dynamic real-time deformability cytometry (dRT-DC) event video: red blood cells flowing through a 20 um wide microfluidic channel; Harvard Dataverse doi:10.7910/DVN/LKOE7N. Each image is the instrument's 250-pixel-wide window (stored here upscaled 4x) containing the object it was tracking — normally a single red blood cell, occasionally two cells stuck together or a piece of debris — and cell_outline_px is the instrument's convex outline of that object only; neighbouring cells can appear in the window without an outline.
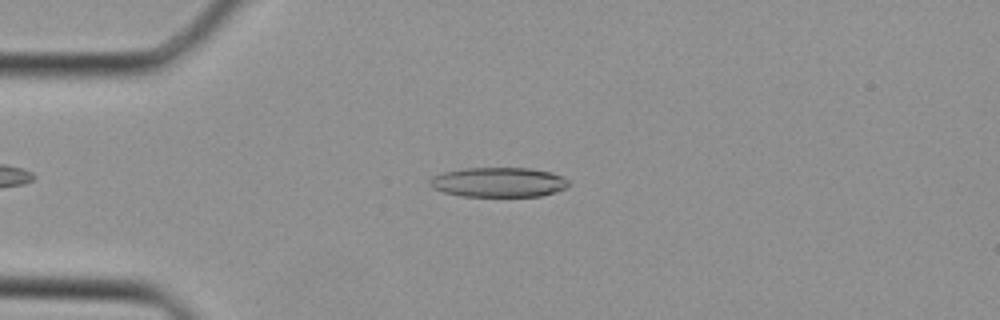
{"species": "Egyptian fruit bat (a non-hibernating species)", "species_latin": "Rousettus aegyptiacus", "temperature_condition": "cold", "stored_images_in_passage": 36, "camera_frame_rate_fps": 3000, "um_per_image_px": 0.085, "animal": {"sex": "female"}, "frame": {"image": 1, "passage_image": 8, "time_ms": 2.333, "image_size_px": [1000, 320], "cell_outline_px": [[572, 184], [568, 188], [556, 192], [540, 196], [460, 196], [444, 192], [432, 188], [428, 184], [428, 180], [432, 176], [444, 172], [464, 168], [528, 168], [552, 172], [568, 180]], "centroid_in_image_um": [42.38, 15.49], "position_along_channel_um": 42.6, "area_um2": 24.28}}
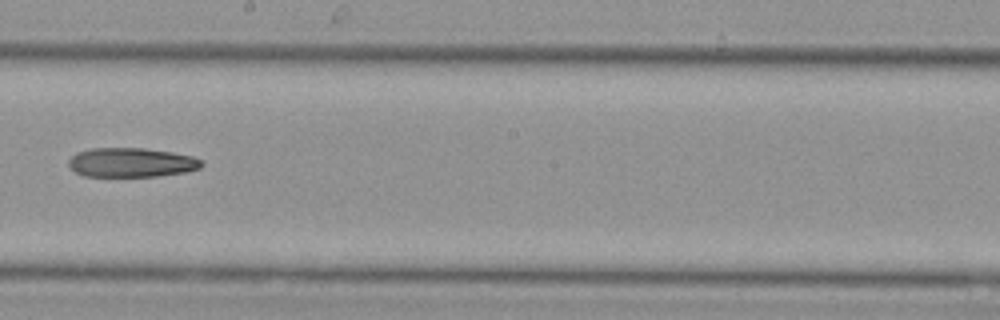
{"frame": {"image": 2, "passage_image": 20, "time_ms": 6.333, "image_size_px": [1000, 320], "cell_outline_px": [[204, 164], [200, 168], [184, 172], [156, 176], [84, 176], [76, 172], [68, 164], [68, 160], [76, 152], [92, 148], [144, 148], [172, 152], [192, 156], [200, 160]], "centroid_in_image_um": [11.15, 13.8], "position_along_channel_um": 237.0, "area_um2": 22.6}}
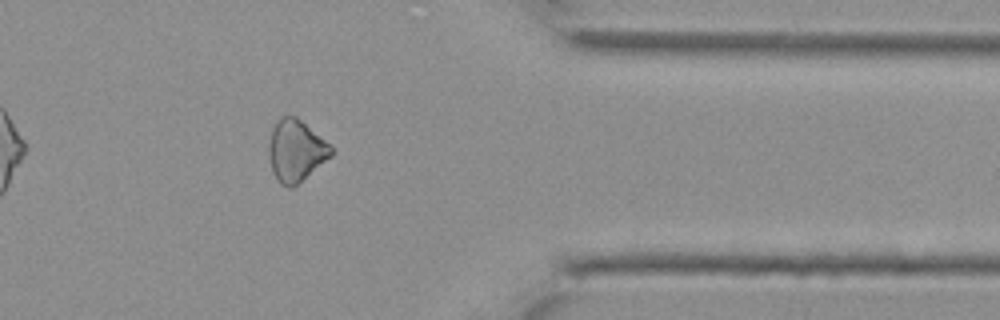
{"frame": {"image": 3, "passage_image": 29, "time_ms": 9.333, "image_size_px": [1000, 320], "cell_outline_px": [[332, 156], [292, 188], [288, 188], [280, 184], [276, 180], [272, 172], [268, 156], [268, 144], [272, 128], [276, 120], [280, 116], [296, 116], [324, 140], [332, 148]], "centroid_in_image_um": [25.1, 12.82], "position_along_channel_um": 386.3, "area_um2": 22.43}}